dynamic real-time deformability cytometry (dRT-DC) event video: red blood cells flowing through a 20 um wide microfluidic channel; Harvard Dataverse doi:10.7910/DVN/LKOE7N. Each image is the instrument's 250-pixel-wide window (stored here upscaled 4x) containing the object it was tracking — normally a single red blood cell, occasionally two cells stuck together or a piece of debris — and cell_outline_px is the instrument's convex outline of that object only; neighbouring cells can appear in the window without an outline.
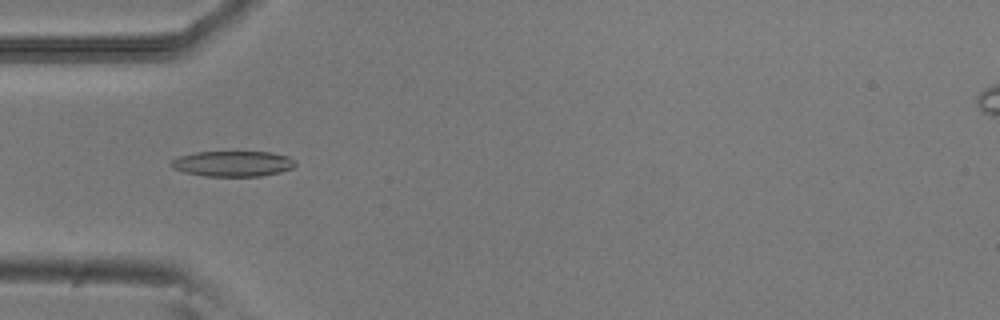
{"species": "common noctule bat (a hibernating species)", "species_latin": "Nyctalus noctula", "temperature_condition": "room temperature", "stored_images_in_passage": 24, "camera_frame_rate_fps": 3000, "um_per_image_px": 0.085, "animal": {"sex": "male", "body_mass_g": 20.5, "forearm_length_mm": 52.5}, "frame": {"image": 1, "passage_image": 15, "time_ms": 4.667, "image_size_px": [1000, 320], "cell_outline_px": [[296, 164], [292, 168], [280, 172], [260, 176], [204, 176], [184, 172], [172, 168], [168, 164], [172, 160], [180, 156], [196, 152], [272, 152], [288, 156], [296, 160]], "centroid_in_image_um": [19.79, 13.91], "position_along_channel_um": 65.2, "area_um2": 18.55}}
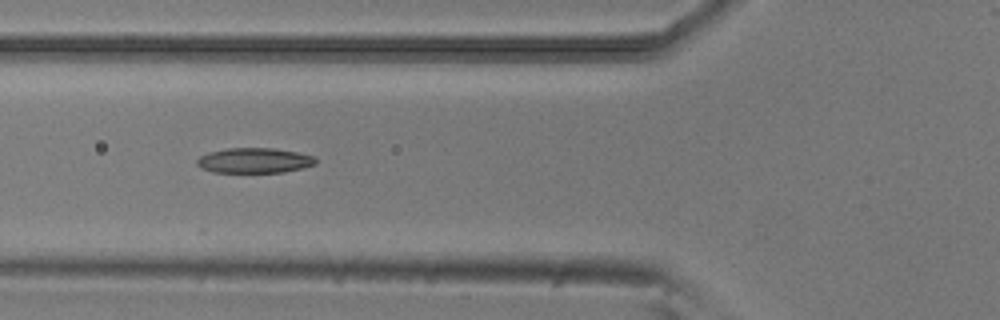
{"frame": {"image": 2, "passage_image": 18, "time_ms": 5.667, "image_size_px": [1000, 320], "cell_outline_px": [[316, 164], [284, 172], [212, 172], [200, 168], [196, 164], [196, 160], [200, 156], [208, 152], [228, 148], [272, 148], [296, 152], [312, 156], [316, 160]], "centroid_in_image_um": [21.56, 13.64], "position_along_channel_um": 104.2, "area_um2": 17.28}}
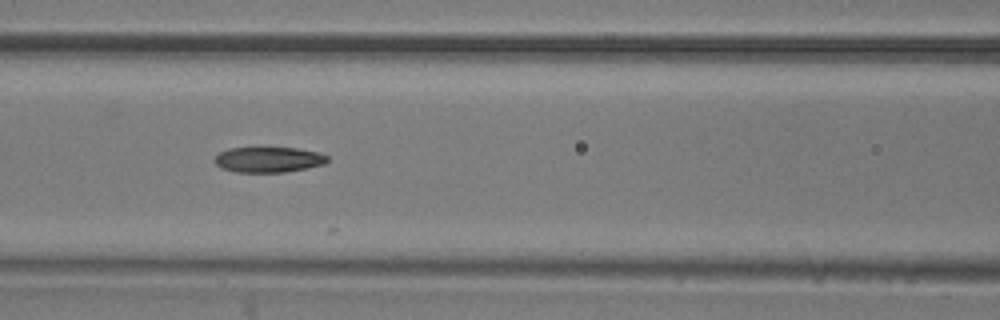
{"frame": {"image": 3, "passage_image": 21, "time_ms": 6.667, "image_size_px": [1000, 320], "cell_outline_px": [[328, 160], [324, 164], [308, 168], [284, 172], [236, 172], [220, 168], [212, 160], [220, 152], [228, 148], [296, 148], [320, 152], [328, 156]], "centroid_in_image_um": [22.82, 13.57], "position_along_channel_um": 143.8, "area_um2": 16.82}}